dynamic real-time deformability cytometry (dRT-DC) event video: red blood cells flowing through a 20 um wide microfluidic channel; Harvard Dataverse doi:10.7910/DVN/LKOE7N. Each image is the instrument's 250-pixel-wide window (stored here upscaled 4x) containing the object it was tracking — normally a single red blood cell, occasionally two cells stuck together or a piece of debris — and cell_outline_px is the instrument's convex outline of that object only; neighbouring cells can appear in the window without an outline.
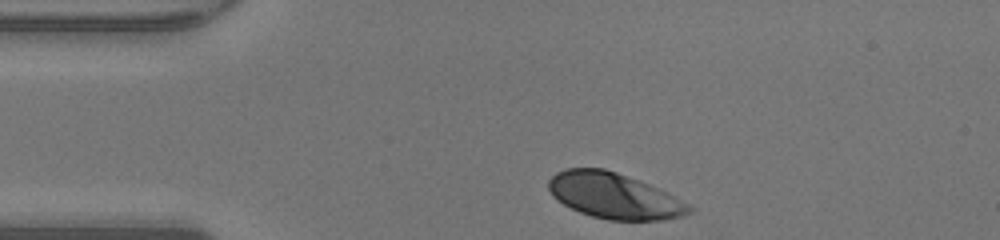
{"species": "human", "species_latin": "Homo sapiens", "temperature_condition": "warm", "stored_images_in_passage": 29, "camera_frame_rate_fps": 3000, "um_per_image_px": 0.085, "donor": {"sex": "male"}, "frame": {"image": 1, "passage_image": 1, "time_ms": 0.0, "image_size_px": [1000, 240], "cell_outline_px": [[692, 212], [680, 216], [660, 220], [608, 220], [592, 216], [580, 212], [556, 200], [552, 196], [548, 188], [548, 180], [556, 172], [564, 168], [604, 168], [616, 172], [648, 184], [688, 204], [692, 208]], "centroid_in_image_um": [52.13, 16.64], "position_along_channel_um": 32.9, "area_um2": 36.99}}
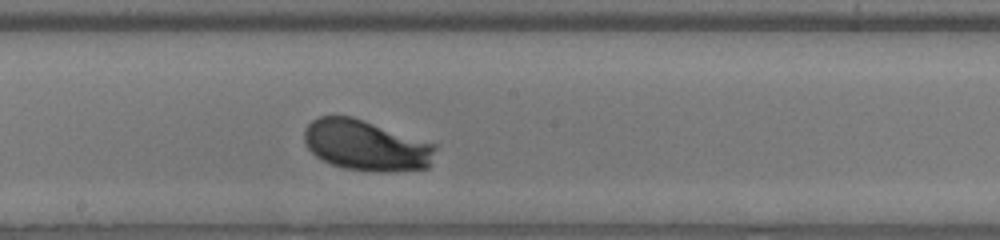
{"frame": {"image": 2, "passage_image": 17, "time_ms": 5.333, "image_size_px": [1000, 240], "cell_outline_px": [[436, 148], [428, 168], [392, 172], [376, 172], [344, 168], [332, 164], [316, 156], [308, 148], [304, 140], [304, 132], [308, 124], [312, 120], [320, 116], [352, 116], [436, 144]], "centroid_in_image_um": [31.12, 12.36], "position_along_channel_um": 217.1, "area_um2": 38.61}}
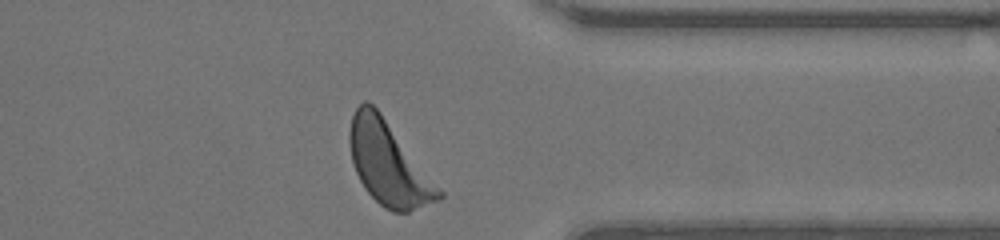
{"frame": {"image": 3, "passage_image": 29, "time_ms": 9.333, "image_size_px": [1000, 240], "cell_outline_px": [[444, 196], [440, 200], [408, 212], [392, 212], [384, 208], [364, 188], [356, 172], [352, 160], [348, 140], [348, 132], [352, 116], [356, 108], [364, 100], [368, 100], [380, 112], [444, 192]], "centroid_in_image_um": [33.02, 13.91], "position_along_channel_um": 378.4, "area_um2": 42.95}, "authors_computed_cell_mechanics": {"area_um2": 37.9746, "velocity_mm_per_s": 4.2664, "shape_relaxation_time_tau1_ms": 1.6945, "shape_relaxation_time_tau2_ms": null, "deformation_change_tau1": 0.1618, "deformation_change_tau2": null}}